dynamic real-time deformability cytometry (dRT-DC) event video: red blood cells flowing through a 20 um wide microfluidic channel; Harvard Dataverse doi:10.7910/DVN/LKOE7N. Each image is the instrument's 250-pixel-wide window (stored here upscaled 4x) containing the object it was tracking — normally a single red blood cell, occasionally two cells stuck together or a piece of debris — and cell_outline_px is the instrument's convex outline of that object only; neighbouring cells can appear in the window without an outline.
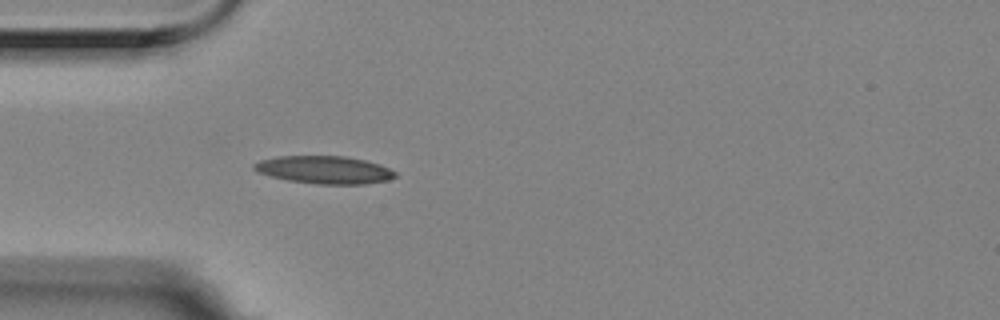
{"species": "Egyptian fruit bat (a non-hibernating species)", "species_latin": "Rousettus aegyptiacus", "temperature_condition": "room temperature", "stored_images_in_passage": 1, "camera_frame_rate_fps": 3000, "um_per_image_px": 0.085, "animal": {"sex": "female"}, "frame": {"image": 1, "passage_image": 1, "time_ms": 0.0, "image_size_px": [1000, 320], "cell_outline_px": [[396, 176], [388, 180], [364, 184], [316, 184], [288, 180], [256, 172], [252, 168], [252, 164], [260, 160], [276, 156], [344, 156], [364, 160], [380, 164], [396, 172]], "centroid_in_image_um": [27.54, 14.43], "position_along_channel_um": 57.5, "area_um2": 22.83}}